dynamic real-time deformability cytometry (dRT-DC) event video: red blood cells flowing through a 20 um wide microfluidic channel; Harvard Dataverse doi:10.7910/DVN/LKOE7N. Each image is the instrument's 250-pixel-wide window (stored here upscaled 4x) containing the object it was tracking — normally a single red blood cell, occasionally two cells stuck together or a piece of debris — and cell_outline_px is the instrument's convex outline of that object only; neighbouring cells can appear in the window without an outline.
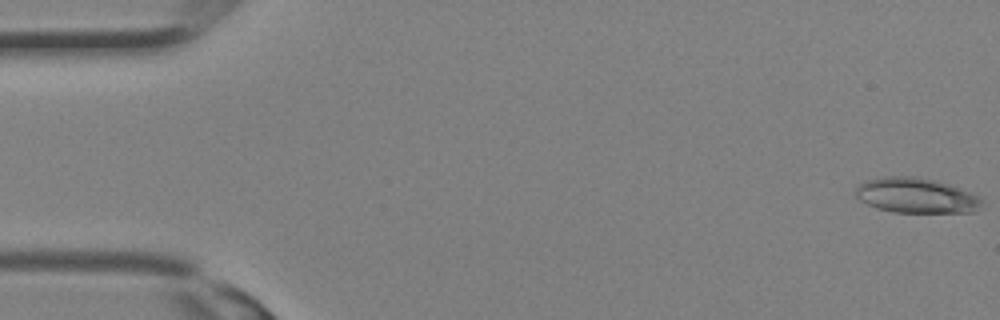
{"species": "Egyptian fruit bat (a non-hibernating species)", "species_latin": "Rousettus aegyptiacus", "temperature_condition": "room temperature", "stored_images_in_passage": 9, "camera_frame_rate_fps": 3000, "um_per_image_px": 0.085, "animal": {"sex": "female"}, "frame": {"image": 1, "passage_image": 1, "time_ms": 0.0, "image_size_px": [1000, 320], "cell_outline_px": [[984, 200], [976, 212], [892, 212], [876, 208], [860, 200], [856, 196], [856, 188], [864, 180], [888, 176], [920, 176], [936, 180], [960, 188]], "centroid_in_image_um": [77.86, 16.61], "position_along_channel_um": 7.1, "area_um2": 25.84}}